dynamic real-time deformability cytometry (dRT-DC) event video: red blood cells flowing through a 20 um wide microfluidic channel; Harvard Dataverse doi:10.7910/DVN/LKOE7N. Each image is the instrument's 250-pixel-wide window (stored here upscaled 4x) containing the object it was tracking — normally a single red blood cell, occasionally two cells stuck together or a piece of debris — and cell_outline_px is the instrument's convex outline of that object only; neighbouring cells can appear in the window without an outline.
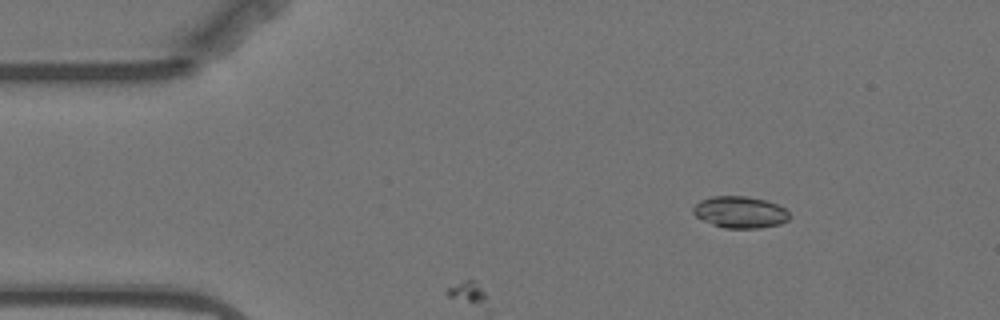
{"species": "Egyptian fruit bat (a non-hibernating species)", "species_latin": "Rousettus aegyptiacus", "temperature_condition": "warm", "stored_images_in_passage": 36, "camera_frame_rate_fps": 3000, "um_per_image_px": 0.085, "animal": {"sex": "female"}, "frame": {"image": 1, "passage_image": 1, "time_ms": 0.0, "image_size_px": [1000, 320], "cell_outline_px": [[792, 216], [788, 220], [780, 224], [760, 228], [724, 228], [712, 224], [696, 216], [692, 212], [692, 208], [700, 200], [712, 196], [748, 196], [764, 200], [776, 204], [784, 208]], "centroid_in_image_um": [62.91, 18.03], "position_along_channel_um": 22.1, "area_um2": 17.8}}
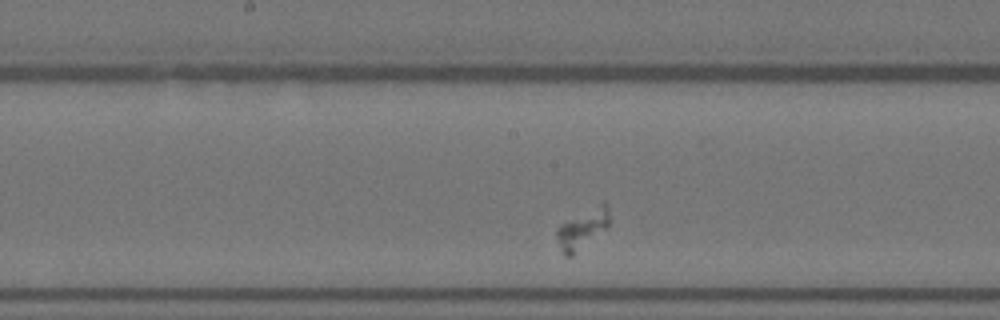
{"frame": {"image": 2, "passage_image": 17, "time_ms": 5.333, "image_size_px": [1000, 320], "cell_outline_px": [[608, 224], [604, 228], [572, 256], [564, 256], [556, 236], [556, 228], [560, 224], [604, 200], [608, 204]], "centroid_in_image_um": [49.47, 19.42], "position_along_channel_um": 198.7, "area_um2": 11.73}}
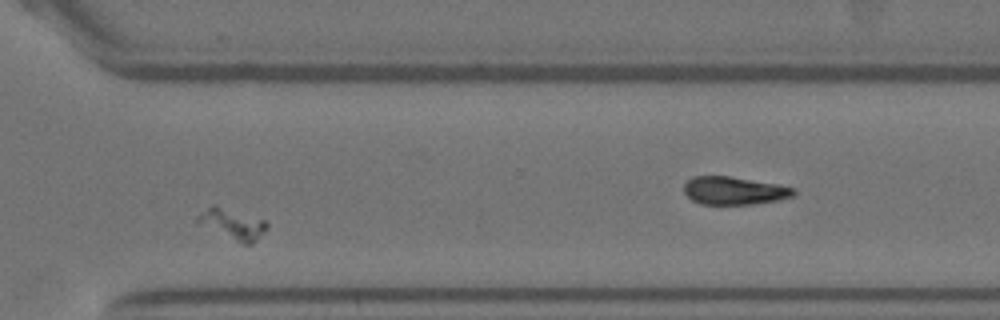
{"frame": {"image": 3, "passage_image": 31, "time_ms": 10.0, "image_size_px": [1000, 320], "cell_outline_px": [[268, 228], [252, 244], [244, 244], [196, 224], [196, 220], [212, 204], [216, 204], [268, 220]], "centroid_in_image_um": [19.81, 19.03], "position_along_channel_um": 350.8, "area_um2": 12.48}}